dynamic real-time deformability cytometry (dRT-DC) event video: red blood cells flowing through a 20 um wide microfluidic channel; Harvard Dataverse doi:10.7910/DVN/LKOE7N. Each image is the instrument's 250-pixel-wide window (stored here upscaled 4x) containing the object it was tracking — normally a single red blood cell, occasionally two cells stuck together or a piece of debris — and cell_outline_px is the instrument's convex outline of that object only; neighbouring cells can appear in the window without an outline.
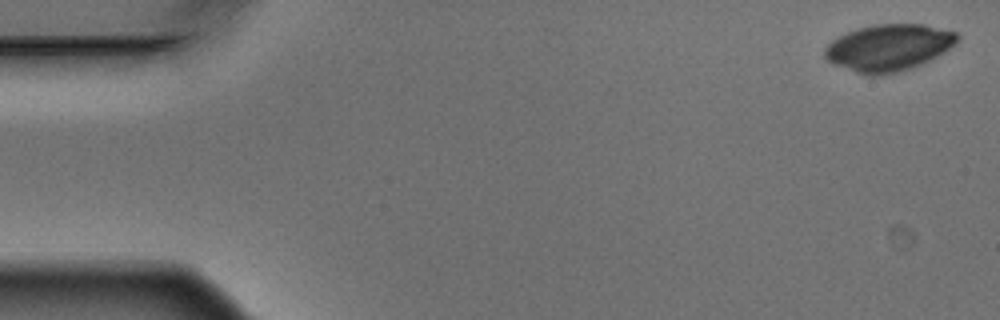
{"species": "Egyptian fruit bat (a non-hibernating species)", "species_latin": "Rousettus aegyptiacus", "temperature_condition": "warm", "stored_images_in_passage": 4, "camera_frame_rate_fps": 3000, "um_per_image_px": 0.085, "animal": {"sex": "male"}, "frame": {"image": 1, "passage_image": 1, "time_ms": 0.0, "image_size_px": [1000, 320], "cell_outline_px": [[960, 36], [944, 52], [920, 64], [896, 72], [880, 76], [872, 76], [856, 72], [836, 64], [828, 60], [824, 56], [824, 48], [832, 40], [848, 32], [872, 24], [924, 24], [956, 32]], "centroid_in_image_um": [75.51, 4.04], "position_along_channel_um": 9.5, "area_um2": 35.49}}